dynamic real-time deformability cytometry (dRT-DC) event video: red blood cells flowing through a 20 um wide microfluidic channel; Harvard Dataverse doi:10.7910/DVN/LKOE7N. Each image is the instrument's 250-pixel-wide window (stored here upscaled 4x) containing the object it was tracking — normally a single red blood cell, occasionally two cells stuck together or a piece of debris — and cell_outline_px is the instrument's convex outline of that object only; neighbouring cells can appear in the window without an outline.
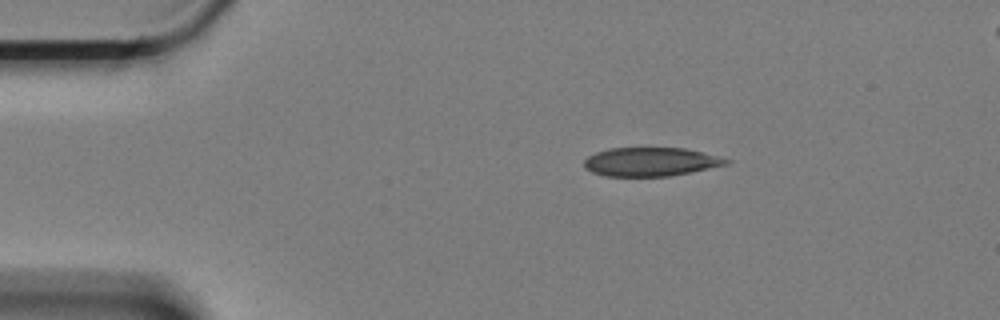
{"species": "Egyptian fruit bat (a non-hibernating species)", "species_latin": "Rousettus aegyptiacus", "temperature_condition": "cold", "stored_images_in_passage": 15, "camera_frame_rate_fps": 3000, "um_per_image_px": 0.085, "animal": {"sex": "female"}, "frame": {"image": 1, "passage_image": 1, "time_ms": 0.0, "image_size_px": [1000, 320], "cell_outline_px": [[732, 160], [728, 164], [692, 172], [668, 176], [604, 176], [592, 172], [584, 168], [584, 160], [588, 156], [596, 152], [612, 148], [684, 148]], "centroid_in_image_um": [55.28, 13.76], "position_along_channel_um": 29.7, "area_um2": 23.64}}
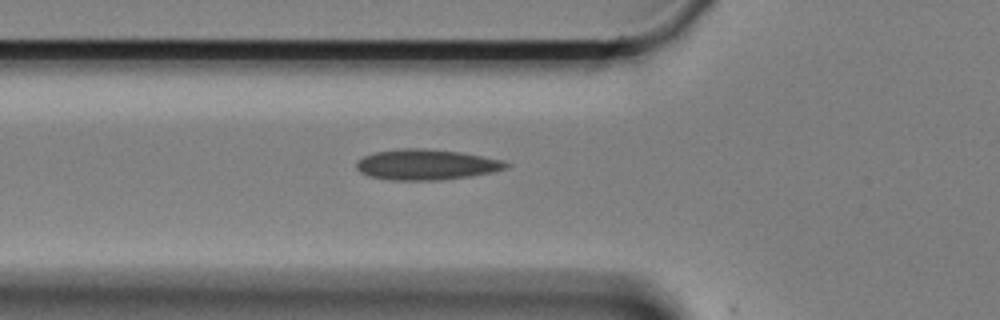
{"frame": {"image": 2, "passage_image": 11, "time_ms": 3.333, "image_size_px": [1000, 320], "cell_outline_px": [[512, 164], [508, 168], [492, 172], [468, 176], [440, 180], [388, 180], [368, 176], [360, 172], [356, 168], [356, 164], [364, 156], [376, 152], [404, 148], [424, 148], [460, 152], [500, 160]], "centroid_in_image_um": [36.22, 14.0], "position_along_channel_um": 89.6, "area_um2": 26.47}}
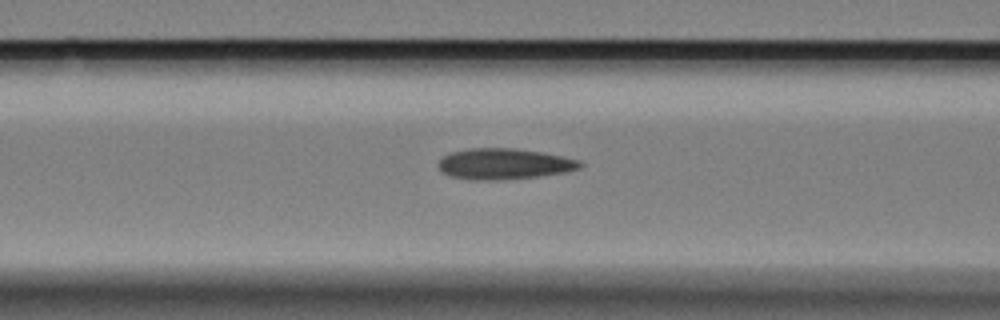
{"frame": {"image": 3, "passage_image": 14, "time_ms": 4.333, "image_size_px": [1000, 320], "cell_outline_px": [[584, 164], [580, 168], [564, 172], [536, 176], [500, 180], [472, 180], [448, 176], [440, 168], [440, 160], [444, 156], [452, 152], [468, 148], [516, 148], [544, 152], [580, 160]], "centroid_in_image_um": [42.87, 13.92], "position_along_channel_um": 123.7, "area_um2": 25.43}}